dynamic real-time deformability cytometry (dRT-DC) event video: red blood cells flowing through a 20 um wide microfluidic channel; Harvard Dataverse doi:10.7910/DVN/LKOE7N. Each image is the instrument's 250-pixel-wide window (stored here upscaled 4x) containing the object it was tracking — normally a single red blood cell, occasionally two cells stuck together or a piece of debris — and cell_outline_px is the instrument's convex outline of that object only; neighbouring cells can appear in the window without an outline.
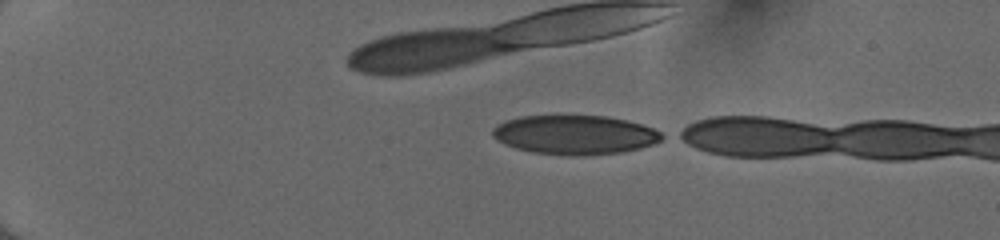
{"species": "human", "species_latin": "Homo sapiens", "temperature_condition": "cold", "stored_images_in_passage": 21, "camera_frame_rate_fps": 3000, "um_per_image_px": 0.085, "donor": {"sex": "female"}, "frame": {"image": 1, "passage_image": 1, "time_ms": 0.0, "image_size_px": [1000, 240], "cell_outline_px": [[668, 136], [652, 144], [620, 152], [580, 156], [532, 152], [516, 148], [504, 144], [496, 140], [492, 136], [492, 128], [496, 124], [504, 120], [520, 116], [604, 116], [624, 120], [640, 124], [652, 128]], "centroid_in_image_um": [48.8, 11.45], "position_along_channel_um": 36.2, "area_um2": 38.44}}
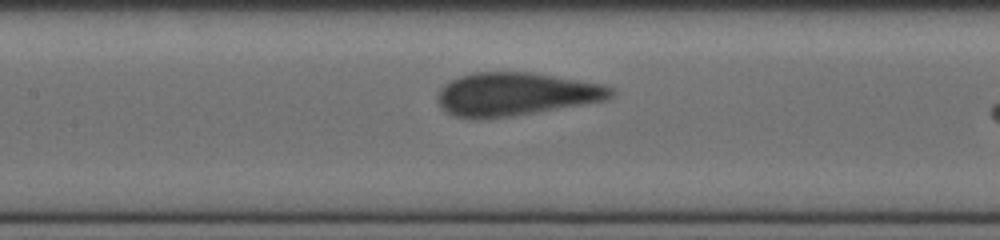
{"frame": {"image": 2, "passage_image": 13, "time_ms": 4.0, "image_size_px": [1000, 240], "cell_outline_px": [[616, 92], [608, 100], [512, 116], [456, 116], [448, 112], [436, 100], [436, 96], [440, 88], [444, 84], [460, 76], [476, 72], [532, 72], [604, 84], [612, 88]], "centroid_in_image_um": [43.9, 7.96], "position_along_channel_um": 163.5, "area_um2": 42.95}}
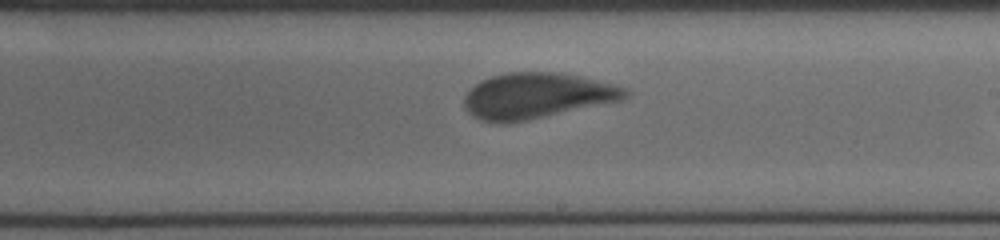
{"frame": {"image": 3, "passage_image": 19, "time_ms": 6.0, "image_size_px": [1000, 240], "cell_outline_px": [[632, 92], [628, 96], [620, 100], [508, 124], [496, 124], [480, 120], [472, 116], [464, 108], [464, 96], [480, 80], [492, 76], [508, 72], [552, 72], [580, 76], [616, 84], [628, 88]], "centroid_in_image_um": [45.61, 8.14], "position_along_channel_um": 243.4, "area_um2": 42.95}}